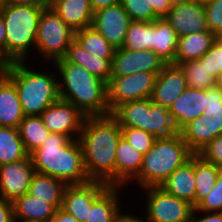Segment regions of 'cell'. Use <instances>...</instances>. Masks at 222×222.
<instances>
[{"mask_svg": "<svg viewBox=\"0 0 222 222\" xmlns=\"http://www.w3.org/2000/svg\"><path fill=\"white\" fill-rule=\"evenodd\" d=\"M131 19L121 3L94 12L92 27L115 49L122 48Z\"/></svg>", "mask_w": 222, "mask_h": 222, "instance_id": "obj_14", "label": "cell"}, {"mask_svg": "<svg viewBox=\"0 0 222 222\" xmlns=\"http://www.w3.org/2000/svg\"><path fill=\"white\" fill-rule=\"evenodd\" d=\"M31 69L26 61L13 62L8 77L17 88L24 115L40 116L60 98L59 77L57 72L44 74Z\"/></svg>", "mask_w": 222, "mask_h": 222, "instance_id": "obj_4", "label": "cell"}, {"mask_svg": "<svg viewBox=\"0 0 222 222\" xmlns=\"http://www.w3.org/2000/svg\"><path fill=\"white\" fill-rule=\"evenodd\" d=\"M220 169L194 154L195 206L214 189Z\"/></svg>", "mask_w": 222, "mask_h": 222, "instance_id": "obj_32", "label": "cell"}, {"mask_svg": "<svg viewBox=\"0 0 222 222\" xmlns=\"http://www.w3.org/2000/svg\"><path fill=\"white\" fill-rule=\"evenodd\" d=\"M160 187L167 193L186 200L195 207L194 154L183 166L177 168Z\"/></svg>", "mask_w": 222, "mask_h": 222, "instance_id": "obj_20", "label": "cell"}, {"mask_svg": "<svg viewBox=\"0 0 222 222\" xmlns=\"http://www.w3.org/2000/svg\"><path fill=\"white\" fill-rule=\"evenodd\" d=\"M24 117L14 82L9 77L0 80V127L19 128Z\"/></svg>", "mask_w": 222, "mask_h": 222, "instance_id": "obj_24", "label": "cell"}, {"mask_svg": "<svg viewBox=\"0 0 222 222\" xmlns=\"http://www.w3.org/2000/svg\"><path fill=\"white\" fill-rule=\"evenodd\" d=\"M217 37L210 31L191 33L178 38L173 64L200 59L212 46Z\"/></svg>", "mask_w": 222, "mask_h": 222, "instance_id": "obj_25", "label": "cell"}, {"mask_svg": "<svg viewBox=\"0 0 222 222\" xmlns=\"http://www.w3.org/2000/svg\"><path fill=\"white\" fill-rule=\"evenodd\" d=\"M207 90L187 87L170 106L172 120L180 131L195 118L202 116L206 106Z\"/></svg>", "mask_w": 222, "mask_h": 222, "instance_id": "obj_17", "label": "cell"}, {"mask_svg": "<svg viewBox=\"0 0 222 222\" xmlns=\"http://www.w3.org/2000/svg\"><path fill=\"white\" fill-rule=\"evenodd\" d=\"M0 222H15L13 202L0 197Z\"/></svg>", "mask_w": 222, "mask_h": 222, "instance_id": "obj_44", "label": "cell"}, {"mask_svg": "<svg viewBox=\"0 0 222 222\" xmlns=\"http://www.w3.org/2000/svg\"><path fill=\"white\" fill-rule=\"evenodd\" d=\"M146 132L152 134L155 139H170L179 133L169 109L154 102L147 113Z\"/></svg>", "mask_w": 222, "mask_h": 222, "instance_id": "obj_30", "label": "cell"}, {"mask_svg": "<svg viewBox=\"0 0 222 222\" xmlns=\"http://www.w3.org/2000/svg\"><path fill=\"white\" fill-rule=\"evenodd\" d=\"M166 64L151 50L131 51L118 48L112 59L111 77L126 76L139 72H151L158 75Z\"/></svg>", "mask_w": 222, "mask_h": 222, "instance_id": "obj_11", "label": "cell"}, {"mask_svg": "<svg viewBox=\"0 0 222 222\" xmlns=\"http://www.w3.org/2000/svg\"><path fill=\"white\" fill-rule=\"evenodd\" d=\"M29 156L18 128L0 127V165Z\"/></svg>", "mask_w": 222, "mask_h": 222, "instance_id": "obj_33", "label": "cell"}, {"mask_svg": "<svg viewBox=\"0 0 222 222\" xmlns=\"http://www.w3.org/2000/svg\"><path fill=\"white\" fill-rule=\"evenodd\" d=\"M44 8L47 7L15 5L6 1L0 4L6 31L5 54L13 62H27L31 47L36 46L38 21Z\"/></svg>", "mask_w": 222, "mask_h": 222, "instance_id": "obj_5", "label": "cell"}, {"mask_svg": "<svg viewBox=\"0 0 222 222\" xmlns=\"http://www.w3.org/2000/svg\"><path fill=\"white\" fill-rule=\"evenodd\" d=\"M156 78L157 74L151 72L110 77L107 83L110 112L122 103L150 98Z\"/></svg>", "mask_w": 222, "mask_h": 222, "instance_id": "obj_9", "label": "cell"}, {"mask_svg": "<svg viewBox=\"0 0 222 222\" xmlns=\"http://www.w3.org/2000/svg\"><path fill=\"white\" fill-rule=\"evenodd\" d=\"M121 0H90L91 8L93 12L99 9L106 8L109 6L116 5L120 3Z\"/></svg>", "mask_w": 222, "mask_h": 222, "instance_id": "obj_48", "label": "cell"}, {"mask_svg": "<svg viewBox=\"0 0 222 222\" xmlns=\"http://www.w3.org/2000/svg\"><path fill=\"white\" fill-rule=\"evenodd\" d=\"M193 154L180 133L170 139H156L144 154L140 173L134 181L142 188L160 186Z\"/></svg>", "mask_w": 222, "mask_h": 222, "instance_id": "obj_6", "label": "cell"}, {"mask_svg": "<svg viewBox=\"0 0 222 222\" xmlns=\"http://www.w3.org/2000/svg\"><path fill=\"white\" fill-rule=\"evenodd\" d=\"M204 7L209 31L222 38V0H206Z\"/></svg>", "mask_w": 222, "mask_h": 222, "instance_id": "obj_40", "label": "cell"}, {"mask_svg": "<svg viewBox=\"0 0 222 222\" xmlns=\"http://www.w3.org/2000/svg\"><path fill=\"white\" fill-rule=\"evenodd\" d=\"M66 186L67 184L60 179L35 172L28 193L51 203L56 209H61Z\"/></svg>", "mask_w": 222, "mask_h": 222, "instance_id": "obj_26", "label": "cell"}, {"mask_svg": "<svg viewBox=\"0 0 222 222\" xmlns=\"http://www.w3.org/2000/svg\"><path fill=\"white\" fill-rule=\"evenodd\" d=\"M143 156L121 136L116 149L115 186L133 182L140 173Z\"/></svg>", "mask_w": 222, "mask_h": 222, "instance_id": "obj_18", "label": "cell"}, {"mask_svg": "<svg viewBox=\"0 0 222 222\" xmlns=\"http://www.w3.org/2000/svg\"><path fill=\"white\" fill-rule=\"evenodd\" d=\"M121 136V126L111 114L85 117L79 141L91 181L115 186L116 149Z\"/></svg>", "mask_w": 222, "mask_h": 222, "instance_id": "obj_1", "label": "cell"}, {"mask_svg": "<svg viewBox=\"0 0 222 222\" xmlns=\"http://www.w3.org/2000/svg\"><path fill=\"white\" fill-rule=\"evenodd\" d=\"M40 117L51 133H60L70 139H79L86 116L71 102L59 98L42 112Z\"/></svg>", "mask_w": 222, "mask_h": 222, "instance_id": "obj_10", "label": "cell"}, {"mask_svg": "<svg viewBox=\"0 0 222 222\" xmlns=\"http://www.w3.org/2000/svg\"><path fill=\"white\" fill-rule=\"evenodd\" d=\"M109 187L100 181L67 185L64 191L61 210L74 216L79 222L88 218L92 203Z\"/></svg>", "mask_w": 222, "mask_h": 222, "instance_id": "obj_13", "label": "cell"}, {"mask_svg": "<svg viewBox=\"0 0 222 222\" xmlns=\"http://www.w3.org/2000/svg\"><path fill=\"white\" fill-rule=\"evenodd\" d=\"M200 213L207 215L198 218L197 215ZM189 222H222V212H201L194 208Z\"/></svg>", "mask_w": 222, "mask_h": 222, "instance_id": "obj_45", "label": "cell"}, {"mask_svg": "<svg viewBox=\"0 0 222 222\" xmlns=\"http://www.w3.org/2000/svg\"><path fill=\"white\" fill-rule=\"evenodd\" d=\"M194 208L201 212H222V169L219 170L214 189Z\"/></svg>", "mask_w": 222, "mask_h": 222, "instance_id": "obj_41", "label": "cell"}, {"mask_svg": "<svg viewBox=\"0 0 222 222\" xmlns=\"http://www.w3.org/2000/svg\"><path fill=\"white\" fill-rule=\"evenodd\" d=\"M60 75L59 96L71 102L85 116L110 115L107 83L82 66L71 62H55Z\"/></svg>", "mask_w": 222, "mask_h": 222, "instance_id": "obj_3", "label": "cell"}, {"mask_svg": "<svg viewBox=\"0 0 222 222\" xmlns=\"http://www.w3.org/2000/svg\"><path fill=\"white\" fill-rule=\"evenodd\" d=\"M192 0H169L171 6H176V5H180V4H183V3H187V2H190Z\"/></svg>", "mask_w": 222, "mask_h": 222, "instance_id": "obj_53", "label": "cell"}, {"mask_svg": "<svg viewBox=\"0 0 222 222\" xmlns=\"http://www.w3.org/2000/svg\"><path fill=\"white\" fill-rule=\"evenodd\" d=\"M120 3L133 21L153 22L164 18L172 8L169 0H121Z\"/></svg>", "mask_w": 222, "mask_h": 222, "instance_id": "obj_28", "label": "cell"}, {"mask_svg": "<svg viewBox=\"0 0 222 222\" xmlns=\"http://www.w3.org/2000/svg\"><path fill=\"white\" fill-rule=\"evenodd\" d=\"M34 173L30 155L22 160L0 165V197L13 202L28 193Z\"/></svg>", "mask_w": 222, "mask_h": 222, "instance_id": "obj_12", "label": "cell"}, {"mask_svg": "<svg viewBox=\"0 0 222 222\" xmlns=\"http://www.w3.org/2000/svg\"><path fill=\"white\" fill-rule=\"evenodd\" d=\"M5 40H6V31H5V24L4 18L0 13V50L5 53Z\"/></svg>", "mask_w": 222, "mask_h": 222, "instance_id": "obj_51", "label": "cell"}, {"mask_svg": "<svg viewBox=\"0 0 222 222\" xmlns=\"http://www.w3.org/2000/svg\"><path fill=\"white\" fill-rule=\"evenodd\" d=\"M205 161L222 169V133L197 153Z\"/></svg>", "mask_w": 222, "mask_h": 222, "instance_id": "obj_43", "label": "cell"}, {"mask_svg": "<svg viewBox=\"0 0 222 222\" xmlns=\"http://www.w3.org/2000/svg\"><path fill=\"white\" fill-rule=\"evenodd\" d=\"M13 61L0 50V80L8 77Z\"/></svg>", "mask_w": 222, "mask_h": 222, "instance_id": "obj_46", "label": "cell"}, {"mask_svg": "<svg viewBox=\"0 0 222 222\" xmlns=\"http://www.w3.org/2000/svg\"><path fill=\"white\" fill-rule=\"evenodd\" d=\"M164 18L173 27L178 38L191 33L209 31L204 1L201 0L173 6Z\"/></svg>", "mask_w": 222, "mask_h": 222, "instance_id": "obj_15", "label": "cell"}, {"mask_svg": "<svg viewBox=\"0 0 222 222\" xmlns=\"http://www.w3.org/2000/svg\"><path fill=\"white\" fill-rule=\"evenodd\" d=\"M215 87L222 92V72L215 78Z\"/></svg>", "mask_w": 222, "mask_h": 222, "instance_id": "obj_52", "label": "cell"}, {"mask_svg": "<svg viewBox=\"0 0 222 222\" xmlns=\"http://www.w3.org/2000/svg\"><path fill=\"white\" fill-rule=\"evenodd\" d=\"M18 129L25 149L29 154L41 147L51 134L44 126L40 116H25Z\"/></svg>", "mask_w": 222, "mask_h": 222, "instance_id": "obj_35", "label": "cell"}, {"mask_svg": "<svg viewBox=\"0 0 222 222\" xmlns=\"http://www.w3.org/2000/svg\"><path fill=\"white\" fill-rule=\"evenodd\" d=\"M35 172L50 175L67 185L91 181L87 175L79 139L51 133L41 147L31 152Z\"/></svg>", "mask_w": 222, "mask_h": 222, "instance_id": "obj_2", "label": "cell"}, {"mask_svg": "<svg viewBox=\"0 0 222 222\" xmlns=\"http://www.w3.org/2000/svg\"><path fill=\"white\" fill-rule=\"evenodd\" d=\"M179 65L185 73L187 87L204 90L215 87V78L200 59L182 62Z\"/></svg>", "mask_w": 222, "mask_h": 222, "instance_id": "obj_36", "label": "cell"}, {"mask_svg": "<svg viewBox=\"0 0 222 222\" xmlns=\"http://www.w3.org/2000/svg\"><path fill=\"white\" fill-rule=\"evenodd\" d=\"M15 5H31L35 7H50L51 0H4Z\"/></svg>", "mask_w": 222, "mask_h": 222, "instance_id": "obj_47", "label": "cell"}, {"mask_svg": "<svg viewBox=\"0 0 222 222\" xmlns=\"http://www.w3.org/2000/svg\"><path fill=\"white\" fill-rule=\"evenodd\" d=\"M74 34L75 31L51 7L44 8L38 21L35 48L43 59L54 61V64L64 58Z\"/></svg>", "mask_w": 222, "mask_h": 222, "instance_id": "obj_7", "label": "cell"}, {"mask_svg": "<svg viewBox=\"0 0 222 222\" xmlns=\"http://www.w3.org/2000/svg\"><path fill=\"white\" fill-rule=\"evenodd\" d=\"M209 73L216 78L222 72V38H217L211 48L200 58Z\"/></svg>", "mask_w": 222, "mask_h": 222, "instance_id": "obj_42", "label": "cell"}, {"mask_svg": "<svg viewBox=\"0 0 222 222\" xmlns=\"http://www.w3.org/2000/svg\"><path fill=\"white\" fill-rule=\"evenodd\" d=\"M49 222H79L74 216L57 209L54 217Z\"/></svg>", "mask_w": 222, "mask_h": 222, "instance_id": "obj_49", "label": "cell"}, {"mask_svg": "<svg viewBox=\"0 0 222 222\" xmlns=\"http://www.w3.org/2000/svg\"><path fill=\"white\" fill-rule=\"evenodd\" d=\"M115 222H148V220H144V218L140 219L139 217H134L131 214H122V212L117 216Z\"/></svg>", "mask_w": 222, "mask_h": 222, "instance_id": "obj_50", "label": "cell"}, {"mask_svg": "<svg viewBox=\"0 0 222 222\" xmlns=\"http://www.w3.org/2000/svg\"><path fill=\"white\" fill-rule=\"evenodd\" d=\"M74 39L88 53L100 59H113L116 49L92 26L75 31Z\"/></svg>", "mask_w": 222, "mask_h": 222, "instance_id": "obj_34", "label": "cell"}, {"mask_svg": "<svg viewBox=\"0 0 222 222\" xmlns=\"http://www.w3.org/2000/svg\"><path fill=\"white\" fill-rule=\"evenodd\" d=\"M177 44L178 36L165 18H158L151 22L150 50L167 64L174 63Z\"/></svg>", "mask_w": 222, "mask_h": 222, "instance_id": "obj_22", "label": "cell"}, {"mask_svg": "<svg viewBox=\"0 0 222 222\" xmlns=\"http://www.w3.org/2000/svg\"><path fill=\"white\" fill-rule=\"evenodd\" d=\"M121 186H109L93 203L85 222H115L121 213Z\"/></svg>", "mask_w": 222, "mask_h": 222, "instance_id": "obj_27", "label": "cell"}, {"mask_svg": "<svg viewBox=\"0 0 222 222\" xmlns=\"http://www.w3.org/2000/svg\"><path fill=\"white\" fill-rule=\"evenodd\" d=\"M151 22L131 20L122 48L131 51L150 50Z\"/></svg>", "mask_w": 222, "mask_h": 222, "instance_id": "obj_37", "label": "cell"}, {"mask_svg": "<svg viewBox=\"0 0 222 222\" xmlns=\"http://www.w3.org/2000/svg\"><path fill=\"white\" fill-rule=\"evenodd\" d=\"M146 190V219L148 222H189L194 207L188 201L167 193L160 186Z\"/></svg>", "mask_w": 222, "mask_h": 222, "instance_id": "obj_8", "label": "cell"}, {"mask_svg": "<svg viewBox=\"0 0 222 222\" xmlns=\"http://www.w3.org/2000/svg\"><path fill=\"white\" fill-rule=\"evenodd\" d=\"M13 208L15 222H49L57 210L51 203L29 193L16 198Z\"/></svg>", "mask_w": 222, "mask_h": 222, "instance_id": "obj_21", "label": "cell"}, {"mask_svg": "<svg viewBox=\"0 0 222 222\" xmlns=\"http://www.w3.org/2000/svg\"><path fill=\"white\" fill-rule=\"evenodd\" d=\"M56 62H71L80 65L106 83L110 81L112 59H100L88 53L75 39L67 48L64 58Z\"/></svg>", "mask_w": 222, "mask_h": 222, "instance_id": "obj_23", "label": "cell"}, {"mask_svg": "<svg viewBox=\"0 0 222 222\" xmlns=\"http://www.w3.org/2000/svg\"><path fill=\"white\" fill-rule=\"evenodd\" d=\"M50 7L74 31L92 25L94 12L90 0H51Z\"/></svg>", "mask_w": 222, "mask_h": 222, "instance_id": "obj_19", "label": "cell"}, {"mask_svg": "<svg viewBox=\"0 0 222 222\" xmlns=\"http://www.w3.org/2000/svg\"><path fill=\"white\" fill-rule=\"evenodd\" d=\"M122 137L137 149L145 154L154 144L155 138L149 132L132 127H121Z\"/></svg>", "mask_w": 222, "mask_h": 222, "instance_id": "obj_39", "label": "cell"}, {"mask_svg": "<svg viewBox=\"0 0 222 222\" xmlns=\"http://www.w3.org/2000/svg\"><path fill=\"white\" fill-rule=\"evenodd\" d=\"M150 98L128 101L117 106L111 115L121 127H132L146 131L147 113L150 111Z\"/></svg>", "mask_w": 222, "mask_h": 222, "instance_id": "obj_29", "label": "cell"}, {"mask_svg": "<svg viewBox=\"0 0 222 222\" xmlns=\"http://www.w3.org/2000/svg\"><path fill=\"white\" fill-rule=\"evenodd\" d=\"M206 106L203 116L207 117L212 125V140H214L222 133V92L218 88L207 89Z\"/></svg>", "mask_w": 222, "mask_h": 222, "instance_id": "obj_38", "label": "cell"}, {"mask_svg": "<svg viewBox=\"0 0 222 222\" xmlns=\"http://www.w3.org/2000/svg\"><path fill=\"white\" fill-rule=\"evenodd\" d=\"M179 133L194 154L212 141V125L203 115L185 125Z\"/></svg>", "mask_w": 222, "mask_h": 222, "instance_id": "obj_31", "label": "cell"}, {"mask_svg": "<svg viewBox=\"0 0 222 222\" xmlns=\"http://www.w3.org/2000/svg\"><path fill=\"white\" fill-rule=\"evenodd\" d=\"M185 73L180 65L168 63L157 75L155 87L150 99L168 109L186 90Z\"/></svg>", "mask_w": 222, "mask_h": 222, "instance_id": "obj_16", "label": "cell"}]
</instances>
